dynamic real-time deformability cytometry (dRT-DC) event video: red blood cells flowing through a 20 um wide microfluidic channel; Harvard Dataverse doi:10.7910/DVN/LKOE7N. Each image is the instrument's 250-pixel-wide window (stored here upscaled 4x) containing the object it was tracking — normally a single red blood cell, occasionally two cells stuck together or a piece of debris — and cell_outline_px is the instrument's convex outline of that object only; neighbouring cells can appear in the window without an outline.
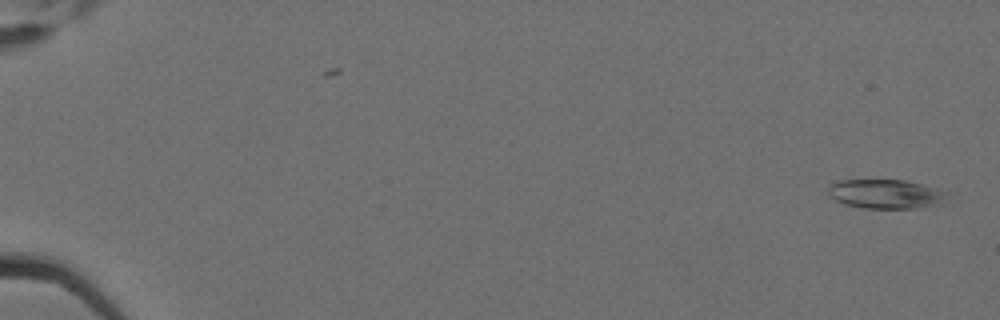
{"species": "Egyptian fruit bat (a non-hibernating species)", "species_latin": "Rousettus aegyptiacus", "temperature_condition": "cold", "stored_images_in_passage": 5, "camera_frame_rate_fps": 3000, "um_per_image_px": 0.085, "animal": {"sex": "female"}, "frame": {"image": 1, "passage_image": 5, "time_ms": 1.333, "image_size_px": [1000, 320], "cell_outline_px": [[948, 192], [940, 204], [916, 208], [864, 208], [844, 204], [836, 200], [828, 192], [828, 184], [836, 180], [904, 180], [936, 188]], "centroid_in_image_um": [75.24, 16.48], "position_along_channel_um": 9.8, "area_um2": 20.11}}